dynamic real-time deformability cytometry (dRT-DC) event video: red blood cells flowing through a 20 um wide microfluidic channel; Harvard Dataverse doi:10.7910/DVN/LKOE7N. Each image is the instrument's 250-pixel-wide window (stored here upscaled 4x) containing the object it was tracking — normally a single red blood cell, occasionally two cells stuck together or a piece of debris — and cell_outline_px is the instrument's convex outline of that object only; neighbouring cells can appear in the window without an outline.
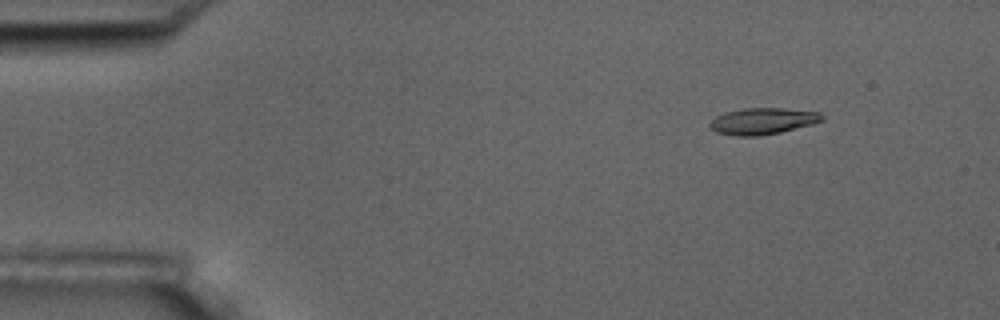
{"species": "common noctule bat (a hibernating species)", "species_latin": "Nyctalus noctula", "temperature_condition": "room temperature", "stored_images_in_passage": 4, "camera_frame_rate_fps": 3000, "um_per_image_px": 0.085, "animal": {"sex": "male", "body_mass_g": 17.5, "forearm_length_mm": 52.3}, "frame": {"image": 1, "passage_image": 1, "time_ms": 0.0, "image_size_px": [1000, 320], "cell_outline_px": [[824, 120], [812, 124], [780, 132], [760, 136], [736, 136], [716, 132], [708, 124], [716, 116], [724, 112], [744, 108], [780, 108], [820, 112], [824, 116]], "centroid_in_image_um": [64.83, 10.29], "position_along_channel_um": 20.2, "area_um2": 17.28}}
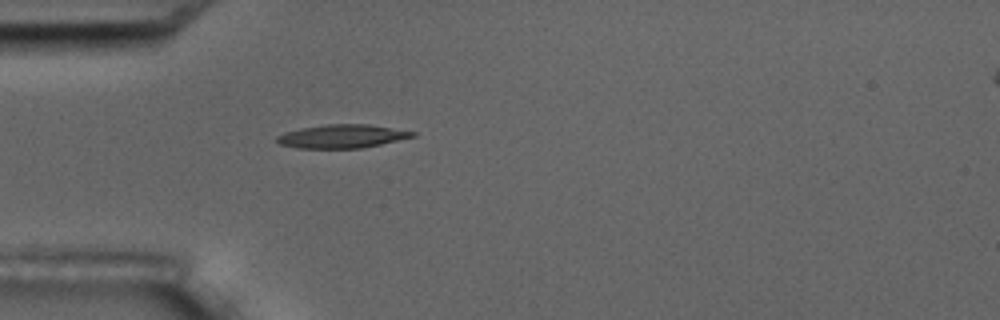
{"frame": {"image": 2, "passage_image": 4, "time_ms": 3.333, "image_size_px": [1000, 320], "cell_outline_px": [[416, 136], [380, 144], [360, 148], [296, 148], [280, 144], [276, 140], [276, 136], [284, 132], [300, 128], [328, 124], [368, 124], [416, 132]], "centroid_in_image_um": [29.04, 11.58], "position_along_channel_um": 56.0, "area_um2": 18.44}}